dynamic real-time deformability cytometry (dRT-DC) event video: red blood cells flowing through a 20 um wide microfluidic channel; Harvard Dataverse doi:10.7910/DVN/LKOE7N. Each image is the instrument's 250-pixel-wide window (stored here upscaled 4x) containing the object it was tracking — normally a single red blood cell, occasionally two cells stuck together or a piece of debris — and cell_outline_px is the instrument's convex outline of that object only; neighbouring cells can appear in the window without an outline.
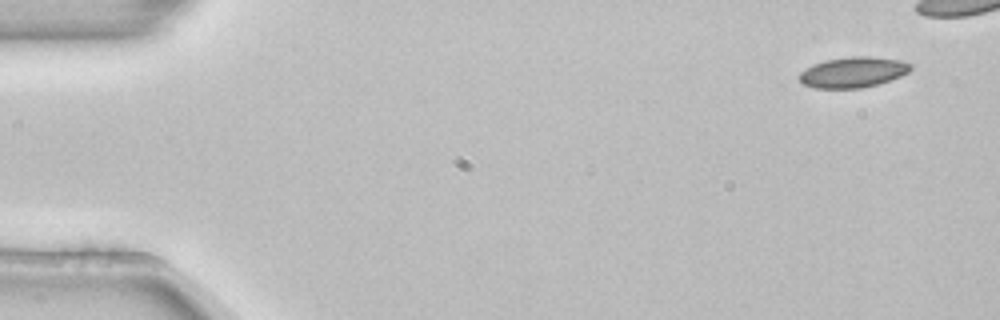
{"species": "common noctule bat (a hibernating species)", "species_latin": "Nyctalus noctula", "temperature_condition": "room temperature", "stored_images_in_passage": 4, "camera_frame_rate_fps": 3000, "um_per_image_px": 0.085, "animal": {"sex": "female", "body_mass_g": 22.7, "forearm_length_mm": 54.2}, "frame": {"image": 1, "passage_image": 1, "time_ms": 0.0, "image_size_px": [1000, 320], "cell_outline_px": [[912, 68], [908, 72], [900, 76], [880, 84], [860, 88], [816, 88], [804, 84], [800, 80], [800, 72], [824, 60], [852, 56], [868, 56], [900, 60], [912, 64]], "centroid_in_image_um": [72.55, 6.14], "position_along_channel_um": 12.4, "area_um2": 19.65}}